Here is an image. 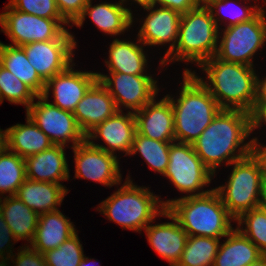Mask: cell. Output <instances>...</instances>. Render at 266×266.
I'll return each instance as SVG.
<instances>
[{
    "instance_id": "5",
    "label": "cell",
    "mask_w": 266,
    "mask_h": 266,
    "mask_svg": "<svg viewBox=\"0 0 266 266\" xmlns=\"http://www.w3.org/2000/svg\"><path fill=\"white\" fill-rule=\"evenodd\" d=\"M126 177L120 188L117 186V191L101 201L96 210L123 229L140 233L166 208L161 196L154 195L149 187L133 183L129 174Z\"/></svg>"
},
{
    "instance_id": "28",
    "label": "cell",
    "mask_w": 266,
    "mask_h": 266,
    "mask_svg": "<svg viewBox=\"0 0 266 266\" xmlns=\"http://www.w3.org/2000/svg\"><path fill=\"white\" fill-rule=\"evenodd\" d=\"M263 255L239 229L233 228L220 243L213 266H247Z\"/></svg>"
},
{
    "instance_id": "45",
    "label": "cell",
    "mask_w": 266,
    "mask_h": 266,
    "mask_svg": "<svg viewBox=\"0 0 266 266\" xmlns=\"http://www.w3.org/2000/svg\"><path fill=\"white\" fill-rule=\"evenodd\" d=\"M8 148L7 144V131L0 128V154Z\"/></svg>"
},
{
    "instance_id": "13",
    "label": "cell",
    "mask_w": 266,
    "mask_h": 266,
    "mask_svg": "<svg viewBox=\"0 0 266 266\" xmlns=\"http://www.w3.org/2000/svg\"><path fill=\"white\" fill-rule=\"evenodd\" d=\"M67 29L58 39L31 42L21 47L39 77L46 83L74 62L77 42Z\"/></svg>"
},
{
    "instance_id": "9",
    "label": "cell",
    "mask_w": 266,
    "mask_h": 266,
    "mask_svg": "<svg viewBox=\"0 0 266 266\" xmlns=\"http://www.w3.org/2000/svg\"><path fill=\"white\" fill-rule=\"evenodd\" d=\"M167 180L181 193V197L200 196L212 190H203L210 185L214 174L203 164L192 144L172 142L169 163L164 174Z\"/></svg>"
},
{
    "instance_id": "31",
    "label": "cell",
    "mask_w": 266,
    "mask_h": 266,
    "mask_svg": "<svg viewBox=\"0 0 266 266\" xmlns=\"http://www.w3.org/2000/svg\"><path fill=\"white\" fill-rule=\"evenodd\" d=\"M220 238L188 236L180 261L176 266H213Z\"/></svg>"
},
{
    "instance_id": "49",
    "label": "cell",
    "mask_w": 266,
    "mask_h": 266,
    "mask_svg": "<svg viewBox=\"0 0 266 266\" xmlns=\"http://www.w3.org/2000/svg\"><path fill=\"white\" fill-rule=\"evenodd\" d=\"M197 1H198L199 6L207 7L209 4H211L212 2L216 0H197Z\"/></svg>"
},
{
    "instance_id": "23",
    "label": "cell",
    "mask_w": 266,
    "mask_h": 266,
    "mask_svg": "<svg viewBox=\"0 0 266 266\" xmlns=\"http://www.w3.org/2000/svg\"><path fill=\"white\" fill-rule=\"evenodd\" d=\"M146 46L137 38L136 42L126 39H113L105 59L108 72L131 75H147L148 58Z\"/></svg>"
},
{
    "instance_id": "3",
    "label": "cell",
    "mask_w": 266,
    "mask_h": 266,
    "mask_svg": "<svg viewBox=\"0 0 266 266\" xmlns=\"http://www.w3.org/2000/svg\"><path fill=\"white\" fill-rule=\"evenodd\" d=\"M182 79L176 99L169 94L166 96L174 114L175 142L193 144L221 107L192 69L185 68Z\"/></svg>"
},
{
    "instance_id": "24",
    "label": "cell",
    "mask_w": 266,
    "mask_h": 266,
    "mask_svg": "<svg viewBox=\"0 0 266 266\" xmlns=\"http://www.w3.org/2000/svg\"><path fill=\"white\" fill-rule=\"evenodd\" d=\"M77 232L75 225L60 210L39 215L33 242L29 246L40 252L59 247Z\"/></svg>"
},
{
    "instance_id": "38",
    "label": "cell",
    "mask_w": 266,
    "mask_h": 266,
    "mask_svg": "<svg viewBox=\"0 0 266 266\" xmlns=\"http://www.w3.org/2000/svg\"><path fill=\"white\" fill-rule=\"evenodd\" d=\"M20 247L17 253H14L5 266H48L44 254L32 249L28 244ZM17 254V255H16ZM12 261V262H11ZM11 262V263H10Z\"/></svg>"
},
{
    "instance_id": "27",
    "label": "cell",
    "mask_w": 266,
    "mask_h": 266,
    "mask_svg": "<svg viewBox=\"0 0 266 266\" xmlns=\"http://www.w3.org/2000/svg\"><path fill=\"white\" fill-rule=\"evenodd\" d=\"M25 119L26 124L17 123L6 128L8 149L24 159L54 145L27 114Z\"/></svg>"
},
{
    "instance_id": "15",
    "label": "cell",
    "mask_w": 266,
    "mask_h": 266,
    "mask_svg": "<svg viewBox=\"0 0 266 266\" xmlns=\"http://www.w3.org/2000/svg\"><path fill=\"white\" fill-rule=\"evenodd\" d=\"M147 11L146 17L141 21V27L138 28V38L145 46H162L168 45L167 51L160 59L161 67L163 68L162 60L165 59L175 47L177 42L181 14L167 7L157 5H147L140 9Z\"/></svg>"
},
{
    "instance_id": "12",
    "label": "cell",
    "mask_w": 266,
    "mask_h": 266,
    "mask_svg": "<svg viewBox=\"0 0 266 266\" xmlns=\"http://www.w3.org/2000/svg\"><path fill=\"white\" fill-rule=\"evenodd\" d=\"M110 74V75H109ZM97 72L99 81L107 88L119 111L122 109L136 112L142 109L155 96H158V81L148 75H131Z\"/></svg>"
},
{
    "instance_id": "44",
    "label": "cell",
    "mask_w": 266,
    "mask_h": 266,
    "mask_svg": "<svg viewBox=\"0 0 266 266\" xmlns=\"http://www.w3.org/2000/svg\"><path fill=\"white\" fill-rule=\"evenodd\" d=\"M257 75V98L255 103H266V76Z\"/></svg>"
},
{
    "instance_id": "36",
    "label": "cell",
    "mask_w": 266,
    "mask_h": 266,
    "mask_svg": "<svg viewBox=\"0 0 266 266\" xmlns=\"http://www.w3.org/2000/svg\"><path fill=\"white\" fill-rule=\"evenodd\" d=\"M77 232L59 247L48 250L44 254L48 266H79L84 251Z\"/></svg>"
},
{
    "instance_id": "6",
    "label": "cell",
    "mask_w": 266,
    "mask_h": 266,
    "mask_svg": "<svg viewBox=\"0 0 266 266\" xmlns=\"http://www.w3.org/2000/svg\"><path fill=\"white\" fill-rule=\"evenodd\" d=\"M218 40L219 27L207 7L198 6L181 14L177 42L174 50L162 60L163 68L180 61L196 63L199 67L216 55Z\"/></svg>"
},
{
    "instance_id": "40",
    "label": "cell",
    "mask_w": 266,
    "mask_h": 266,
    "mask_svg": "<svg viewBox=\"0 0 266 266\" xmlns=\"http://www.w3.org/2000/svg\"><path fill=\"white\" fill-rule=\"evenodd\" d=\"M61 16L71 25L82 14L89 0H55Z\"/></svg>"
},
{
    "instance_id": "21",
    "label": "cell",
    "mask_w": 266,
    "mask_h": 266,
    "mask_svg": "<svg viewBox=\"0 0 266 266\" xmlns=\"http://www.w3.org/2000/svg\"><path fill=\"white\" fill-rule=\"evenodd\" d=\"M116 103L99 79L78 102L73 115L85 136L98 124L118 112Z\"/></svg>"
},
{
    "instance_id": "4",
    "label": "cell",
    "mask_w": 266,
    "mask_h": 266,
    "mask_svg": "<svg viewBox=\"0 0 266 266\" xmlns=\"http://www.w3.org/2000/svg\"><path fill=\"white\" fill-rule=\"evenodd\" d=\"M162 204L178 220L188 236L221 239L234 228L232 221H236L214 188L200 196L162 200Z\"/></svg>"
},
{
    "instance_id": "19",
    "label": "cell",
    "mask_w": 266,
    "mask_h": 266,
    "mask_svg": "<svg viewBox=\"0 0 266 266\" xmlns=\"http://www.w3.org/2000/svg\"><path fill=\"white\" fill-rule=\"evenodd\" d=\"M93 0H89L83 9L80 17L71 26L82 27L86 20V16L92 20L93 24L103 33L117 36L124 35L129 28L132 27L134 15L130 7L119 0L118 2H101L92 5Z\"/></svg>"
},
{
    "instance_id": "14",
    "label": "cell",
    "mask_w": 266,
    "mask_h": 266,
    "mask_svg": "<svg viewBox=\"0 0 266 266\" xmlns=\"http://www.w3.org/2000/svg\"><path fill=\"white\" fill-rule=\"evenodd\" d=\"M76 179L92 180L112 187L122 183L119 156L92 146L87 140L72 148Z\"/></svg>"
},
{
    "instance_id": "43",
    "label": "cell",
    "mask_w": 266,
    "mask_h": 266,
    "mask_svg": "<svg viewBox=\"0 0 266 266\" xmlns=\"http://www.w3.org/2000/svg\"><path fill=\"white\" fill-rule=\"evenodd\" d=\"M258 137H252L251 154L259 161L260 167L266 178V144L263 145Z\"/></svg>"
},
{
    "instance_id": "16",
    "label": "cell",
    "mask_w": 266,
    "mask_h": 266,
    "mask_svg": "<svg viewBox=\"0 0 266 266\" xmlns=\"http://www.w3.org/2000/svg\"><path fill=\"white\" fill-rule=\"evenodd\" d=\"M75 63L45 83L43 96L49 100L52 93L53 105L73 112L88 89L98 80L97 72L75 70ZM52 91V92H51Z\"/></svg>"
},
{
    "instance_id": "17",
    "label": "cell",
    "mask_w": 266,
    "mask_h": 266,
    "mask_svg": "<svg viewBox=\"0 0 266 266\" xmlns=\"http://www.w3.org/2000/svg\"><path fill=\"white\" fill-rule=\"evenodd\" d=\"M123 111H118L115 115L98 124L86 135V140L92 146L112 155L117 156L116 152L119 151L124 152V156H128L136 133V119L134 112L127 111L124 113ZM100 138L107 146L94 141H100Z\"/></svg>"
},
{
    "instance_id": "34",
    "label": "cell",
    "mask_w": 266,
    "mask_h": 266,
    "mask_svg": "<svg viewBox=\"0 0 266 266\" xmlns=\"http://www.w3.org/2000/svg\"><path fill=\"white\" fill-rule=\"evenodd\" d=\"M236 222V228L266 255V208L260 205L244 212Z\"/></svg>"
},
{
    "instance_id": "10",
    "label": "cell",
    "mask_w": 266,
    "mask_h": 266,
    "mask_svg": "<svg viewBox=\"0 0 266 266\" xmlns=\"http://www.w3.org/2000/svg\"><path fill=\"white\" fill-rule=\"evenodd\" d=\"M0 13L1 32L13 46L58 39L71 25L65 19H48L14 9L9 3ZM66 25V26H65Z\"/></svg>"
},
{
    "instance_id": "30",
    "label": "cell",
    "mask_w": 266,
    "mask_h": 266,
    "mask_svg": "<svg viewBox=\"0 0 266 266\" xmlns=\"http://www.w3.org/2000/svg\"><path fill=\"white\" fill-rule=\"evenodd\" d=\"M171 143L150 139L136 131L129 157L139 153L151 170L164 176L169 163Z\"/></svg>"
},
{
    "instance_id": "48",
    "label": "cell",
    "mask_w": 266,
    "mask_h": 266,
    "mask_svg": "<svg viewBox=\"0 0 266 266\" xmlns=\"http://www.w3.org/2000/svg\"><path fill=\"white\" fill-rule=\"evenodd\" d=\"M247 266H266V255H263L258 260L248 264Z\"/></svg>"
},
{
    "instance_id": "32",
    "label": "cell",
    "mask_w": 266,
    "mask_h": 266,
    "mask_svg": "<svg viewBox=\"0 0 266 266\" xmlns=\"http://www.w3.org/2000/svg\"><path fill=\"white\" fill-rule=\"evenodd\" d=\"M249 2L252 1L243 0L244 5H241L240 3H242V0H216L209 4L207 8L210 10L212 18L215 20L216 25L220 29L222 21L223 24L226 25L224 27L249 21L263 8V6H258L259 4L256 5L254 3L249 6ZM226 14H229L228 17H226ZM226 18L229 21L228 23L224 22L227 20Z\"/></svg>"
},
{
    "instance_id": "20",
    "label": "cell",
    "mask_w": 266,
    "mask_h": 266,
    "mask_svg": "<svg viewBox=\"0 0 266 266\" xmlns=\"http://www.w3.org/2000/svg\"><path fill=\"white\" fill-rule=\"evenodd\" d=\"M156 98L157 96L134 112L136 131L157 141L175 142L174 114L170 99L166 95L159 101Z\"/></svg>"
},
{
    "instance_id": "11",
    "label": "cell",
    "mask_w": 266,
    "mask_h": 266,
    "mask_svg": "<svg viewBox=\"0 0 266 266\" xmlns=\"http://www.w3.org/2000/svg\"><path fill=\"white\" fill-rule=\"evenodd\" d=\"M26 110V114L42 130L54 145L71 148L86 140L85 134L78 126L73 112L62 110L50 103L43 95L36 97ZM67 145V146H66Z\"/></svg>"
},
{
    "instance_id": "22",
    "label": "cell",
    "mask_w": 266,
    "mask_h": 266,
    "mask_svg": "<svg viewBox=\"0 0 266 266\" xmlns=\"http://www.w3.org/2000/svg\"><path fill=\"white\" fill-rule=\"evenodd\" d=\"M65 151V146L53 145L43 152L25 158L26 178L63 185L62 181L70 179Z\"/></svg>"
},
{
    "instance_id": "7",
    "label": "cell",
    "mask_w": 266,
    "mask_h": 266,
    "mask_svg": "<svg viewBox=\"0 0 266 266\" xmlns=\"http://www.w3.org/2000/svg\"><path fill=\"white\" fill-rule=\"evenodd\" d=\"M225 185L214 189L219 193L229 214L236 220L244 212L263 205L266 178L259 161L252 155L233 162Z\"/></svg>"
},
{
    "instance_id": "8",
    "label": "cell",
    "mask_w": 266,
    "mask_h": 266,
    "mask_svg": "<svg viewBox=\"0 0 266 266\" xmlns=\"http://www.w3.org/2000/svg\"><path fill=\"white\" fill-rule=\"evenodd\" d=\"M219 39L218 59L255 67L253 57L266 44V10L262 8L249 21L220 28Z\"/></svg>"
},
{
    "instance_id": "39",
    "label": "cell",
    "mask_w": 266,
    "mask_h": 266,
    "mask_svg": "<svg viewBox=\"0 0 266 266\" xmlns=\"http://www.w3.org/2000/svg\"><path fill=\"white\" fill-rule=\"evenodd\" d=\"M13 242L16 243L18 241L13 236L12 231L0 212V266H5L9 258L13 255Z\"/></svg>"
},
{
    "instance_id": "18",
    "label": "cell",
    "mask_w": 266,
    "mask_h": 266,
    "mask_svg": "<svg viewBox=\"0 0 266 266\" xmlns=\"http://www.w3.org/2000/svg\"><path fill=\"white\" fill-rule=\"evenodd\" d=\"M160 217L168 218L172 222H162L154 225V220L151 222L152 224L150 223L144 229V232L151 248L161 258L165 259L170 266H176L182 256L188 234L167 209L160 214Z\"/></svg>"
},
{
    "instance_id": "42",
    "label": "cell",
    "mask_w": 266,
    "mask_h": 266,
    "mask_svg": "<svg viewBox=\"0 0 266 266\" xmlns=\"http://www.w3.org/2000/svg\"><path fill=\"white\" fill-rule=\"evenodd\" d=\"M252 134L256 129L266 125V103H255L251 114ZM264 123V124H263Z\"/></svg>"
},
{
    "instance_id": "46",
    "label": "cell",
    "mask_w": 266,
    "mask_h": 266,
    "mask_svg": "<svg viewBox=\"0 0 266 266\" xmlns=\"http://www.w3.org/2000/svg\"><path fill=\"white\" fill-rule=\"evenodd\" d=\"M96 264H97L96 259L94 260V258L92 259V258L86 257L84 255L83 259L79 263V266H97ZM98 266H100V265H98Z\"/></svg>"
},
{
    "instance_id": "1",
    "label": "cell",
    "mask_w": 266,
    "mask_h": 266,
    "mask_svg": "<svg viewBox=\"0 0 266 266\" xmlns=\"http://www.w3.org/2000/svg\"><path fill=\"white\" fill-rule=\"evenodd\" d=\"M251 133V114L221 109L192 146L203 164L216 176L222 163L228 167L251 154L252 142L248 140Z\"/></svg>"
},
{
    "instance_id": "47",
    "label": "cell",
    "mask_w": 266,
    "mask_h": 266,
    "mask_svg": "<svg viewBox=\"0 0 266 266\" xmlns=\"http://www.w3.org/2000/svg\"><path fill=\"white\" fill-rule=\"evenodd\" d=\"M122 1L125 4L130 1L141 7L153 4V0H122Z\"/></svg>"
},
{
    "instance_id": "2",
    "label": "cell",
    "mask_w": 266,
    "mask_h": 266,
    "mask_svg": "<svg viewBox=\"0 0 266 266\" xmlns=\"http://www.w3.org/2000/svg\"><path fill=\"white\" fill-rule=\"evenodd\" d=\"M204 77L193 73L206 86L221 109L241 110L252 114L257 98L256 69L240 63L226 62L216 56L200 66Z\"/></svg>"
},
{
    "instance_id": "33",
    "label": "cell",
    "mask_w": 266,
    "mask_h": 266,
    "mask_svg": "<svg viewBox=\"0 0 266 266\" xmlns=\"http://www.w3.org/2000/svg\"><path fill=\"white\" fill-rule=\"evenodd\" d=\"M26 180L25 160L8 148L0 154V198L16 195Z\"/></svg>"
},
{
    "instance_id": "29",
    "label": "cell",
    "mask_w": 266,
    "mask_h": 266,
    "mask_svg": "<svg viewBox=\"0 0 266 266\" xmlns=\"http://www.w3.org/2000/svg\"><path fill=\"white\" fill-rule=\"evenodd\" d=\"M0 63L24 82L37 96L43 94L45 82L30 64L21 46H13L0 41Z\"/></svg>"
},
{
    "instance_id": "50",
    "label": "cell",
    "mask_w": 266,
    "mask_h": 266,
    "mask_svg": "<svg viewBox=\"0 0 266 266\" xmlns=\"http://www.w3.org/2000/svg\"><path fill=\"white\" fill-rule=\"evenodd\" d=\"M263 206L266 208V183H265V189H264Z\"/></svg>"
},
{
    "instance_id": "25",
    "label": "cell",
    "mask_w": 266,
    "mask_h": 266,
    "mask_svg": "<svg viewBox=\"0 0 266 266\" xmlns=\"http://www.w3.org/2000/svg\"><path fill=\"white\" fill-rule=\"evenodd\" d=\"M65 185L27 179L20 185L16 196L38 215L59 210L68 194Z\"/></svg>"
},
{
    "instance_id": "51",
    "label": "cell",
    "mask_w": 266,
    "mask_h": 266,
    "mask_svg": "<svg viewBox=\"0 0 266 266\" xmlns=\"http://www.w3.org/2000/svg\"><path fill=\"white\" fill-rule=\"evenodd\" d=\"M263 7L266 6V0H263Z\"/></svg>"
},
{
    "instance_id": "37",
    "label": "cell",
    "mask_w": 266,
    "mask_h": 266,
    "mask_svg": "<svg viewBox=\"0 0 266 266\" xmlns=\"http://www.w3.org/2000/svg\"><path fill=\"white\" fill-rule=\"evenodd\" d=\"M14 9L48 19H64L55 0H9Z\"/></svg>"
},
{
    "instance_id": "26",
    "label": "cell",
    "mask_w": 266,
    "mask_h": 266,
    "mask_svg": "<svg viewBox=\"0 0 266 266\" xmlns=\"http://www.w3.org/2000/svg\"><path fill=\"white\" fill-rule=\"evenodd\" d=\"M0 212L17 241L33 242L39 215L16 195L0 198Z\"/></svg>"
},
{
    "instance_id": "41",
    "label": "cell",
    "mask_w": 266,
    "mask_h": 266,
    "mask_svg": "<svg viewBox=\"0 0 266 266\" xmlns=\"http://www.w3.org/2000/svg\"><path fill=\"white\" fill-rule=\"evenodd\" d=\"M153 4L161 7H167L174 11L184 14L189 10L197 8V0H153Z\"/></svg>"
},
{
    "instance_id": "35",
    "label": "cell",
    "mask_w": 266,
    "mask_h": 266,
    "mask_svg": "<svg viewBox=\"0 0 266 266\" xmlns=\"http://www.w3.org/2000/svg\"><path fill=\"white\" fill-rule=\"evenodd\" d=\"M37 95L13 73L0 64V104L4 99L10 104H20L27 110Z\"/></svg>"
}]
</instances>
